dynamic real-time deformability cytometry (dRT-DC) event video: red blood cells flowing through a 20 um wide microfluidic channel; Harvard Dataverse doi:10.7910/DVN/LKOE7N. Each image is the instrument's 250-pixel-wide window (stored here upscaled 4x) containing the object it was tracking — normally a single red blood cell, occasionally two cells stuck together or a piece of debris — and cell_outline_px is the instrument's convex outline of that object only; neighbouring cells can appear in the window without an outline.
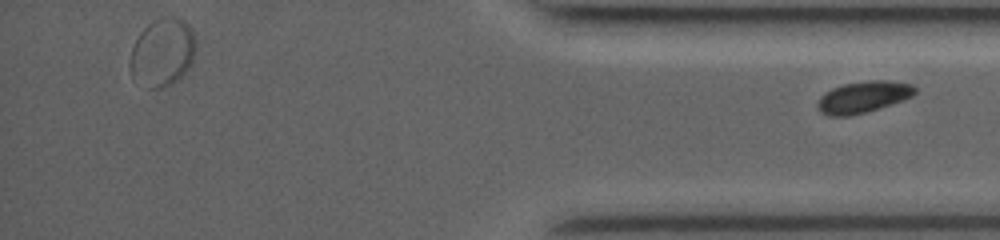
{"species": "common noctule bat (a hibernating species)", "species_latin": "Nyctalus noctula", "temperature_condition": "room temperature", "stored_images_in_passage": 31, "segment_of_instrument_passage": [2, 2], "camera_frame_rate_fps": 3500, "um_per_image_px": 0.085, "animal": {"sex": "female", "body_mass_g": 19.0, "forearm_length_mm": 53.3}, "frame": {"image": 1, "passage_image": 31, "time_ms": 12.286, "image_size_px": [1000, 240], "cell_outline_px": [[916, 92], [912, 96], [904, 100], [864, 112], [848, 116], [828, 116], [820, 112], [816, 108], [816, 104], [820, 96], [832, 88], [844, 84], [872, 80], [884, 80], [908, 84], [916, 88]], "centroid_in_image_um": [73.32, 8.25], "position_along_channel_um": 361.9, "area_um2": 17.69}}